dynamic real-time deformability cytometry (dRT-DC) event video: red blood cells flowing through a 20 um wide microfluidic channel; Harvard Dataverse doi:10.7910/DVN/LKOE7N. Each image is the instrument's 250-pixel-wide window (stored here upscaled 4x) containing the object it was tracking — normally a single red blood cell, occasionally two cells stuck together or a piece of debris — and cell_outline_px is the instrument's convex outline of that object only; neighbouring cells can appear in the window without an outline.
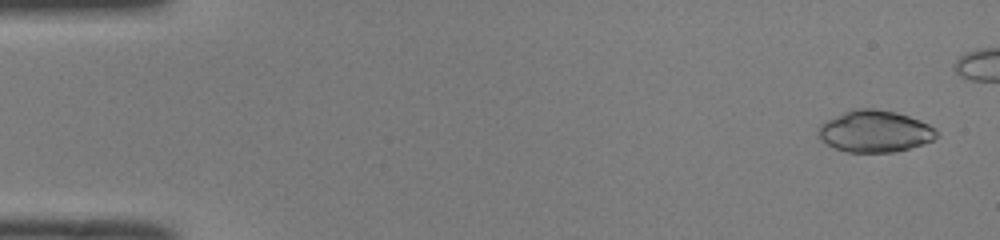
{"species": "common noctule bat (a hibernating species)", "species_latin": "Nyctalus noctula", "temperature_condition": "room temperature", "stored_images_in_passage": 45, "camera_frame_rate_fps": 3000, "um_per_image_px": 0.085, "animal": {"sex": "male", "body_mass_g": 19.0, "forearm_length_mm": 50.8}, "frame": {"image": 1, "passage_image": 2, "time_ms": 0.333, "image_size_px": [1000, 240], "cell_outline_px": [[936, 136], [932, 140], [924, 144], [896, 152], [848, 152], [836, 148], [820, 140], [816, 136], [816, 132], [820, 124], [824, 120], [852, 108], [872, 108], [896, 112], [920, 120], [936, 128]], "centroid_in_image_um": [74.31, 11.15], "position_along_channel_um": 10.7, "area_um2": 29.07}}
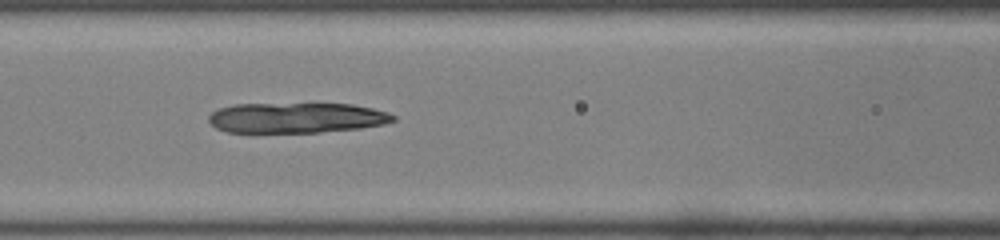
{"frame": {"image": 2, "passage_image": 22, "time_ms": 7.0, "image_size_px": [1000, 240], "cell_outline_px": [[396, 120], [384, 124], [360, 128], [320, 132], [228, 132], [216, 128], [208, 120], [208, 116], [212, 112], [220, 108], [232, 104], [352, 104], [372, 108], [388, 112], [396, 116]], "centroid_in_image_um": [25.21, 10.01], "position_along_channel_um": 141.4, "area_um2": 32.54}}